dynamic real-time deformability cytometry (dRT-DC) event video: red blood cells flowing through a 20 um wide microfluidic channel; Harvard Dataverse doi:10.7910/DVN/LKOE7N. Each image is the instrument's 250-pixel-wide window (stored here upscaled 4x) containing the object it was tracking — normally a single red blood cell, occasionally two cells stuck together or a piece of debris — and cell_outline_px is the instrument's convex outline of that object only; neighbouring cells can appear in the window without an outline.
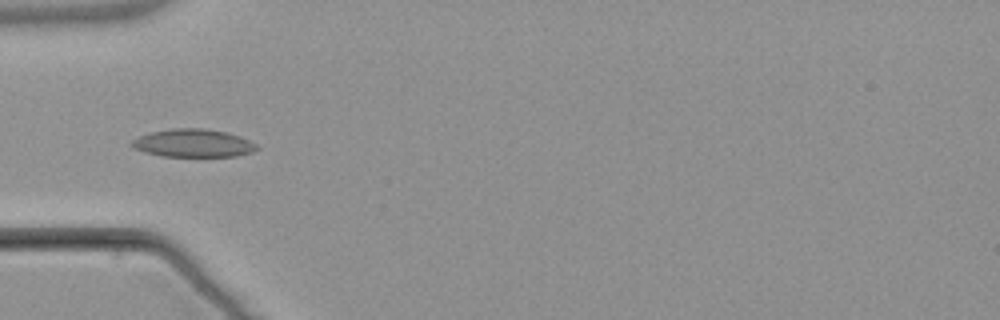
{"species": "common noctule bat (a hibernating species)", "species_latin": "Nyctalus noctula", "temperature_condition": "warm", "stored_images_in_passage": 7, "camera_frame_rate_fps": 3000, "um_per_image_px": 0.085, "animal": {"sex": "male", "body_mass_g": 21.5, "forearm_length_mm": 52.0}, "frame": {"image": 1, "passage_image": 5, "time_ms": 5.667, "image_size_px": [1000, 320], "cell_outline_px": [[260, 148], [252, 152], [236, 156], [160, 156], [144, 152], [128, 144], [132, 140], [148, 132], [172, 128], [204, 128], [224, 132], [240, 136], [256, 144]], "centroid_in_image_um": [16.4, 12.16], "position_along_channel_um": 68.6, "area_um2": 20.4}}
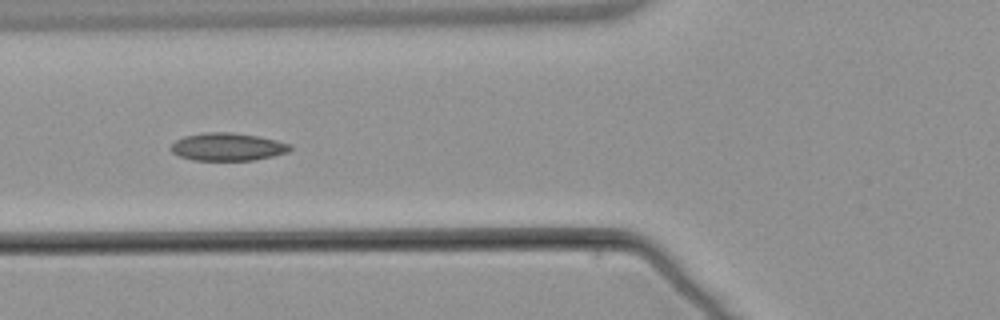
{"frame": {"image": 2, "passage_image": 6, "time_ms": 6.667, "image_size_px": [1000, 320], "cell_outline_px": [[292, 148], [288, 152], [272, 156], [252, 160], [192, 160], [180, 156], [172, 152], [168, 148], [176, 140], [184, 136], [204, 132], [232, 132], [256, 136], [276, 140], [292, 144]], "centroid_in_image_um": [19.33, 12.47], "position_along_channel_um": 106.5, "area_um2": 19.31}}
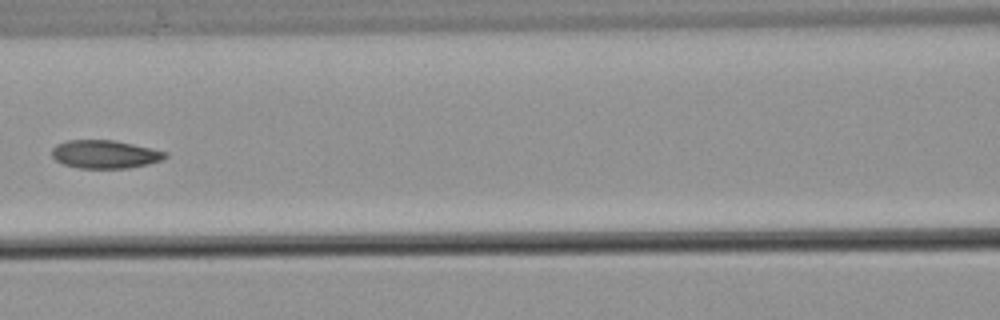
{"frame": {"image": 3, "passage_image": 7, "time_ms": 8.0, "image_size_px": [1000, 320], "cell_outline_px": [[168, 156], [160, 160], [148, 164], [128, 168], [76, 168], [64, 164], [56, 160], [52, 156], [52, 148], [56, 144], [68, 140], [112, 140], [132, 144], [168, 152]], "centroid_in_image_um": [8.9, 13.11], "position_along_channel_um": 157.7, "area_um2": 18.55}}